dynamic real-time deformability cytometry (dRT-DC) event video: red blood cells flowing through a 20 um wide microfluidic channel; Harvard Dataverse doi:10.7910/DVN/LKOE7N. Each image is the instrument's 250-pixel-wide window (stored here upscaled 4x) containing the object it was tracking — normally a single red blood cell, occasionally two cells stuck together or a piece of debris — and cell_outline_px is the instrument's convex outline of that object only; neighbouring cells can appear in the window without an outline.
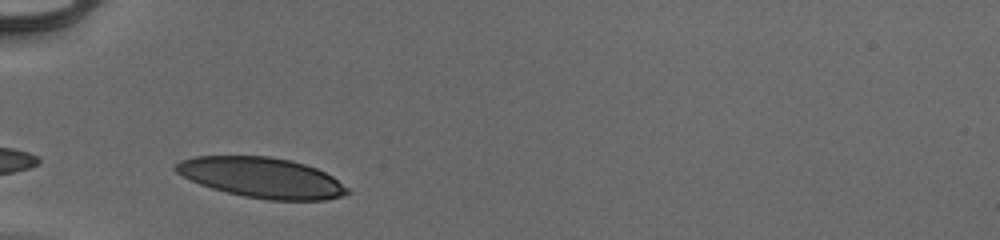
{"species": "human", "species_latin": "Homo sapiens", "temperature_condition": "cold", "stored_images_in_passage": 7, "camera_frame_rate_fps": 3000, "um_per_image_px": 0.085, "donor": {"sex": "male"}, "frame": {"image": 1, "passage_image": 1, "time_ms": 0.0, "image_size_px": [1000, 240], "cell_outline_px": [[352, 192], [344, 196], [324, 200], [268, 200], [244, 196], [212, 188], [200, 184], [176, 172], [172, 168], [180, 160], [196, 156], [268, 156], [288, 160], [304, 164], [316, 168], [332, 176], [348, 188]], "centroid_in_image_um": [22.27, 15.1], "position_along_channel_um": 62.7, "area_um2": 40.11}}
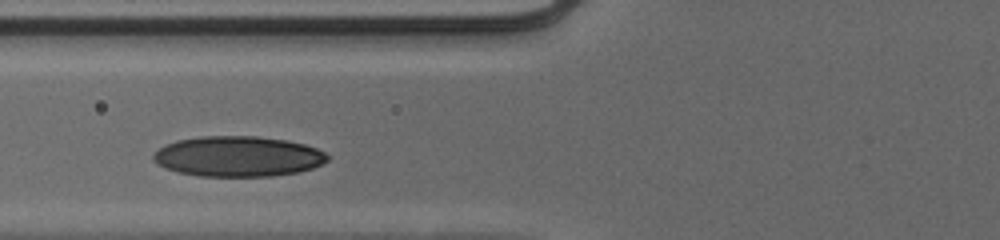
{"frame": {"image": 2, "passage_image": 5, "time_ms": 1.333, "image_size_px": [1000, 240], "cell_outline_px": [[328, 160], [312, 168], [300, 172], [272, 176], [200, 176], [180, 172], [164, 168], [156, 164], [152, 160], [152, 156], [164, 144], [176, 140], [200, 136], [256, 136], [288, 140], [304, 144], [316, 148], [324, 152], [328, 156]], "centroid_in_image_um": [20.21, 13.29], "position_along_channel_um": 105.6, "area_um2": 41.15}}